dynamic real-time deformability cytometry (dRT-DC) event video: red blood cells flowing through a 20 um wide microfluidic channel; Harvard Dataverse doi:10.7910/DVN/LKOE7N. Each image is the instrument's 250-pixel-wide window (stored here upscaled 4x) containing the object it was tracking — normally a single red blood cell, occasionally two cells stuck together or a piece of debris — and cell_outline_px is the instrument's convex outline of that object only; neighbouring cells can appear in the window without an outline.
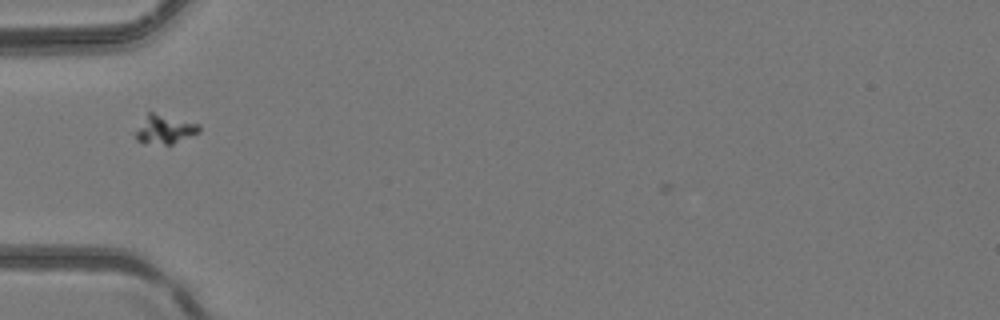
{"species": "common noctule bat (a hibernating species)", "species_latin": "Nyctalus noctula", "temperature_condition": "room temperature", "stored_images_in_passage": 33, "camera_frame_rate_fps": 3000, "um_per_image_px": 0.085, "animal": {"sex": "female", "body_mass_g": 24.6, "forearm_length_mm": 56.2}, "frame": {"image": 1, "passage_image": 5, "time_ms": 1.333, "image_size_px": [1000, 320], "cell_outline_px": [[200, 132], [172, 144], [144, 144], [136, 140], [136, 132], [148, 112], [152, 112], [200, 124]], "centroid_in_image_um": [14.01, 11.02], "position_along_channel_um": 71.0, "area_um2": 10.52}}
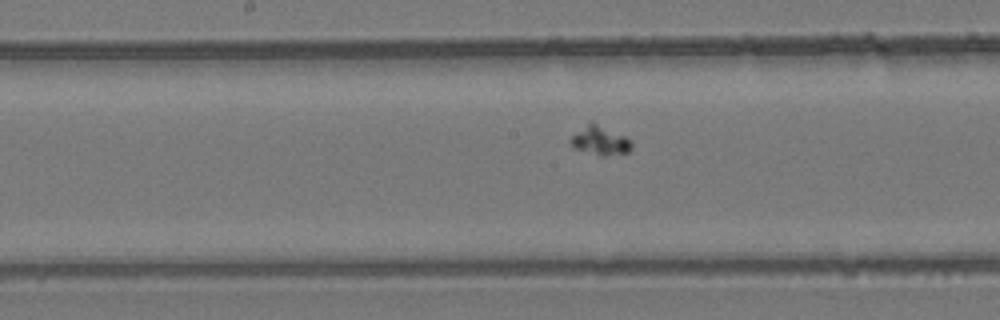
{"frame": {"image": 2, "passage_image": 14, "time_ms": 4.333, "image_size_px": [1000, 320], "cell_outline_px": [[632, 148], [628, 152], [604, 156], [600, 156], [572, 148], [568, 140], [588, 120], [592, 120], [632, 140]], "centroid_in_image_um": [50.97, 11.92], "position_along_channel_um": 197.2, "area_um2": 10.64}}